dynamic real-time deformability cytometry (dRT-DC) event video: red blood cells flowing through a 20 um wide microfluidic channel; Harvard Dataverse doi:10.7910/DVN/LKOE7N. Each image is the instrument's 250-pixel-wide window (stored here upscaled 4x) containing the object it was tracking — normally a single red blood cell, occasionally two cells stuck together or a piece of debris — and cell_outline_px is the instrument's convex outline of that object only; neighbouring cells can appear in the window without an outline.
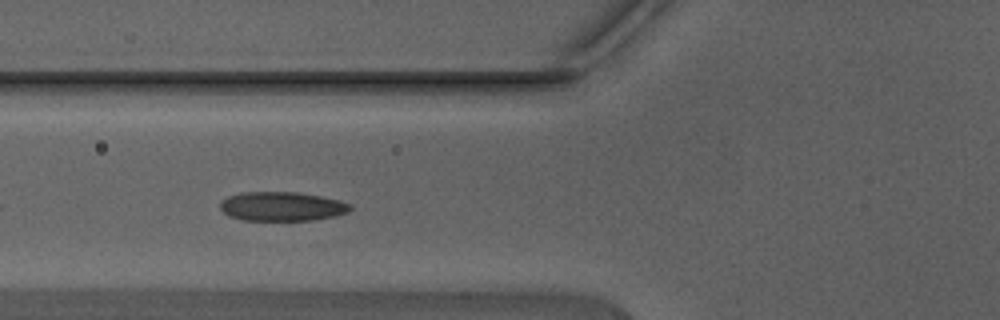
{"species": "Egyptian fruit bat (a non-hibernating species)", "species_latin": "Rousettus aegyptiacus", "temperature_condition": "warm", "stored_images_in_passage": 17, "camera_frame_rate_fps": 3000, "um_per_image_px": 0.085, "animal": {"sex": "male"}, "frame": {"image": 1, "passage_image": 14, "time_ms": 4.333, "image_size_px": [1000, 320], "cell_outline_px": [[352, 208], [348, 212], [336, 216], [312, 220], [244, 220], [228, 216], [220, 208], [220, 204], [228, 196], [244, 192], [296, 192], [320, 196], [340, 200], [352, 204]], "centroid_in_image_um": [24.0, 17.54], "position_along_channel_um": 101.8, "area_um2": 22.08}}